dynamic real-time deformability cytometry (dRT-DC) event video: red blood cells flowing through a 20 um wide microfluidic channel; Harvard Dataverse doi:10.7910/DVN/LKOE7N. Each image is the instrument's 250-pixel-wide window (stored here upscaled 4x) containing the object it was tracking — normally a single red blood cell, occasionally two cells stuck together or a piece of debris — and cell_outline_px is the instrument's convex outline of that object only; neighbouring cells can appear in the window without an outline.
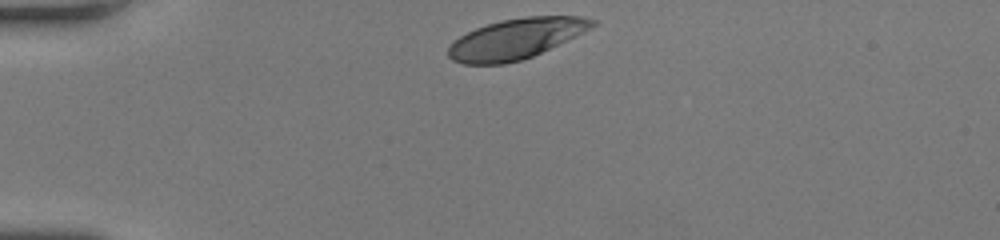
{"species": "human", "species_latin": "Homo sapiens", "temperature_condition": "room temperature", "stored_images_in_passage": 31, "camera_frame_rate_fps": 3000, "um_per_image_px": 0.085, "donor": {"sex": "female"}, "frame": {"image": 1, "passage_image": 1, "time_ms": 0.0, "image_size_px": [1000, 240], "cell_outline_px": [[596, 24], [592, 28], [532, 56], [520, 60], [504, 64], [464, 64], [452, 60], [448, 56], [448, 48], [460, 36], [476, 28], [500, 20], [524, 16], [580, 16], [596, 20]], "centroid_in_image_um": [43.85, 3.29], "position_along_channel_um": 41.1, "area_um2": 33.52}}
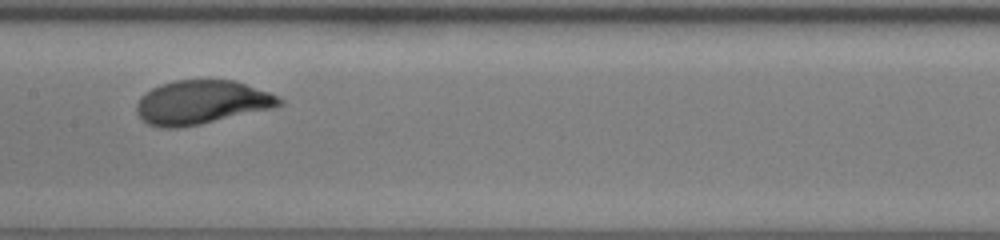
{"frame": {"image": 2, "passage_image": 15, "time_ms": 4.667, "image_size_px": [1000, 240], "cell_outline_px": [[284, 104], [272, 108], [200, 124], [180, 128], [160, 128], [148, 124], [136, 112], [136, 104], [140, 96], [144, 92], [160, 84], [176, 80], [236, 80], [268, 92], [284, 100]], "centroid_in_image_um": [17.1, 8.69], "position_along_channel_um": 190.3, "area_um2": 36.47}}
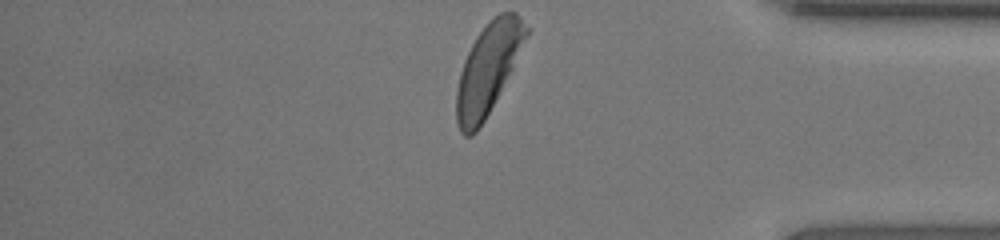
{"frame": {"image": 3, "passage_image": 31, "time_ms": 10.0, "image_size_px": [1000, 240], "cell_outline_px": [[528, 32], [512, 68], [484, 120], [476, 132], [472, 136], [464, 136], [460, 132], [456, 124], [456, 92], [460, 72], [464, 60], [476, 36], [488, 20], [500, 12], [516, 12], [520, 16], [528, 28]], "centroid_in_image_um": [41.44, 5.85], "position_along_channel_um": 393.8, "area_um2": 36.07}, "authors_computed_cell_mechanics": {"area_um2": 36.2984, "velocity_mm_per_s": 4.1743, "shape_relaxation_time_tau1_ms": 3.5645, "shape_relaxation_time_tau2_ms": null, "deformation_change_tau1": 0.2047, "deformation_change_tau2": null}}